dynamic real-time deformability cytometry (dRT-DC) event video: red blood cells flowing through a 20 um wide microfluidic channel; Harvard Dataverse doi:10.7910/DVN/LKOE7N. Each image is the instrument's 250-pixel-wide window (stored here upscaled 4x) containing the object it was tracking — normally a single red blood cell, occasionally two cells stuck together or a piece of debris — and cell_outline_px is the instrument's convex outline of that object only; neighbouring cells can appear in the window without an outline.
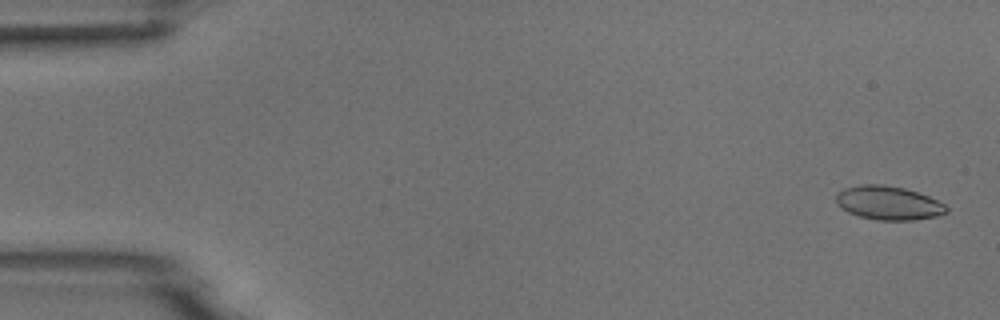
{"species": "common noctule bat (a hibernating species)", "species_latin": "Nyctalus noctula", "temperature_condition": "room temperature", "stored_images_in_passage": 4, "camera_frame_rate_fps": 3000, "um_per_image_px": 0.085, "animal": {"sex": "male", "body_mass_g": 18.8}, "frame": {"image": 1, "passage_image": 1, "time_ms": 0.0, "image_size_px": [1000, 320], "cell_outline_px": [[948, 212], [936, 216], [912, 220], [876, 220], [860, 216], [848, 212], [840, 208], [836, 204], [836, 192], [844, 188], [860, 184], [884, 184], [904, 188], [928, 196], [944, 204], [948, 208]], "centroid_in_image_um": [75.47, 17.24], "position_along_channel_um": 9.5, "area_um2": 21.79}}
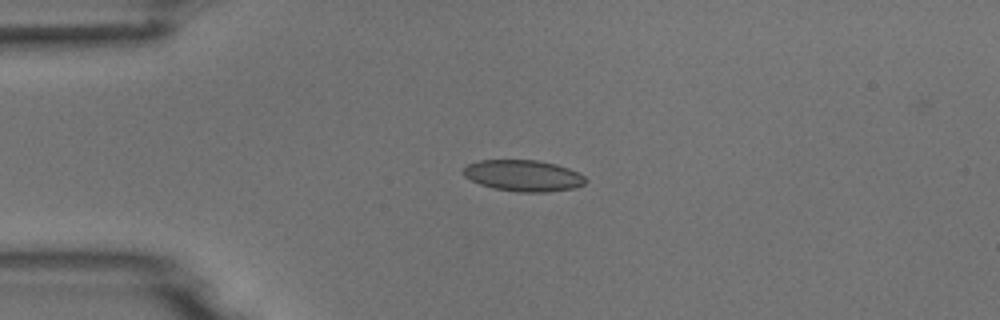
{"frame": {"image": 2, "passage_image": 4, "time_ms": 3.667, "image_size_px": [1000, 320], "cell_outline_px": [[588, 180], [584, 184], [576, 188], [548, 192], [516, 192], [492, 188], [480, 184], [464, 176], [464, 168], [468, 164], [480, 160], [536, 160], [556, 164], [568, 168], [584, 176]], "centroid_in_image_um": [44.5, 14.94], "position_along_channel_um": 40.5, "area_um2": 22.31}}